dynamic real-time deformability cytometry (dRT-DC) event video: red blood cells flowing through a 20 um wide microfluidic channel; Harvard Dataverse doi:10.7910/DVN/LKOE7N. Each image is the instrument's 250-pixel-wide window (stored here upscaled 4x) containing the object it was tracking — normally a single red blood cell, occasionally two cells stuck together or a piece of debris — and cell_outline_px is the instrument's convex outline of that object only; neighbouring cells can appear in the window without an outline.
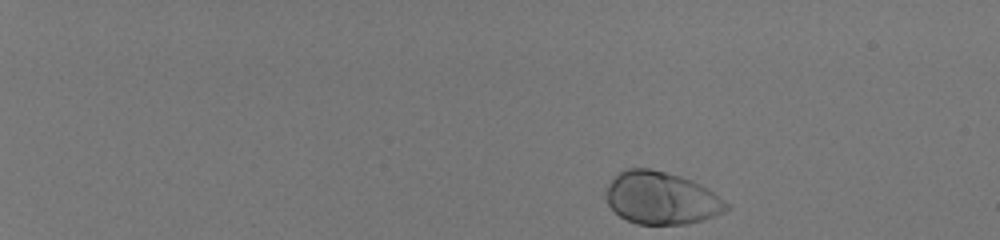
{"species": "human", "species_latin": "Homo sapiens", "temperature_condition": "room temperature", "stored_images_in_passage": 46, "camera_frame_rate_fps": 3000, "um_per_image_px": 0.085, "donor": {"sex": "male"}, "frame": {"image": 1, "passage_image": 1, "time_ms": 0.0, "image_size_px": [1000, 240], "cell_outline_px": [[732, 208], [724, 212], [700, 220], [684, 224], [636, 224], [620, 216], [608, 204], [608, 184], [624, 168], [648, 168], [680, 176], [692, 180], [708, 188], [728, 204]], "centroid_in_image_um": [56.23, 16.83], "position_along_channel_um": 28.8, "area_um2": 36.36}}
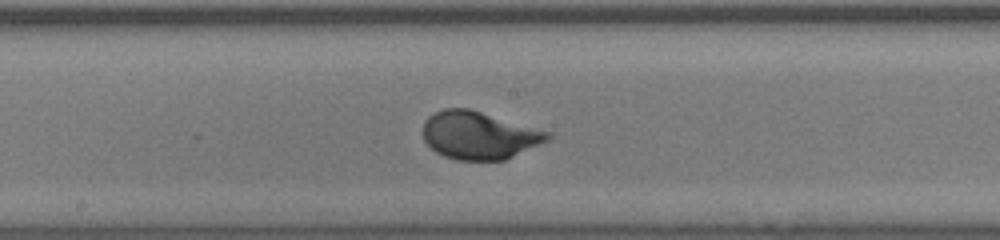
{"frame": {"image": 2, "passage_image": 26, "time_ms": 8.333, "image_size_px": [1000, 240], "cell_outline_px": [[552, 136], [548, 140], [504, 160], [456, 160], [444, 156], [436, 152], [424, 140], [424, 120], [428, 116], [444, 108], [468, 108], [552, 132]], "centroid_in_image_um": [40.72, 11.49], "position_along_channel_um": 207.5, "area_um2": 34.51}}
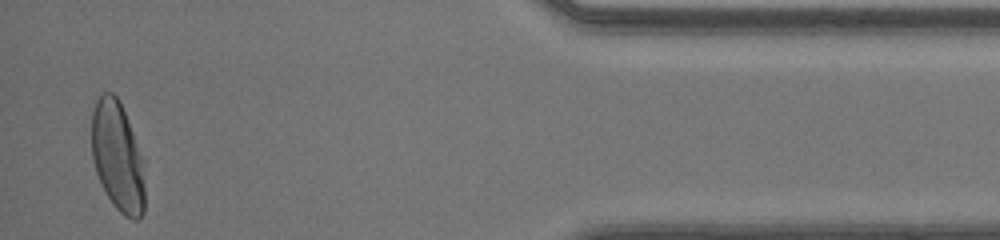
{"frame": {"image": 3, "passage_image": 45, "time_ms": 14.667, "image_size_px": [1000, 240], "cell_outline_px": [[144, 212], [136, 220], [132, 220], [124, 216], [116, 208], [108, 196], [96, 172], [92, 160], [92, 112], [96, 100], [104, 92], [112, 92], [120, 100], [132, 132], [140, 160], [144, 188]], "centroid_in_image_um": [9.95, 13.31], "position_along_channel_um": 425.2, "area_um2": 33.12}, "authors_computed_cell_mechanics": {"area_um2": 34.969, "velocity_mm_per_s": 4.1037, "shape_relaxation_time_tau1_ms": 1.9574, "shape_relaxation_time_tau2_ms": null, "deformation_change_tau1": 0.154, "deformation_change_tau2": null}}